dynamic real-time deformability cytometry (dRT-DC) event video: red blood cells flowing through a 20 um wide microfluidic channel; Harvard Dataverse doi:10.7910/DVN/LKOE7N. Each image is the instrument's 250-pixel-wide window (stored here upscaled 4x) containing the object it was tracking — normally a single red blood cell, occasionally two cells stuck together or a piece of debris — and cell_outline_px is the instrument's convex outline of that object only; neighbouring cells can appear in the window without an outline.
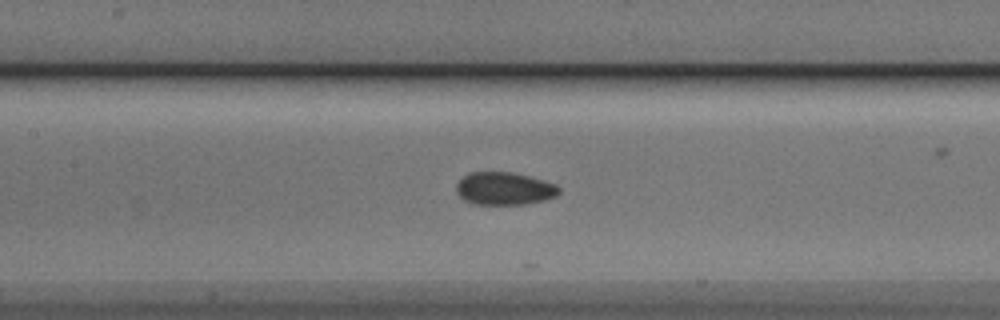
{"species": "Egyptian fruit bat (a non-hibernating species)", "species_latin": "Rousettus aegyptiacus", "temperature_condition": "cold", "stored_images_in_passage": 35, "camera_frame_rate_fps": 3000, "um_per_image_px": 0.085, "animal": {"sex": "male"}, "frame": {"image": 1, "passage_image": 9, "time_ms": 2.667, "image_size_px": [1000, 320], "cell_outline_px": [[560, 192], [556, 196], [544, 200], [528, 204], [472, 204], [464, 200], [456, 192], [456, 184], [468, 172], [512, 172], [544, 180], [556, 184], [560, 188]], "centroid_in_image_um": [42.87, 16.03], "position_along_channel_um": 164.5, "area_um2": 19.71}}
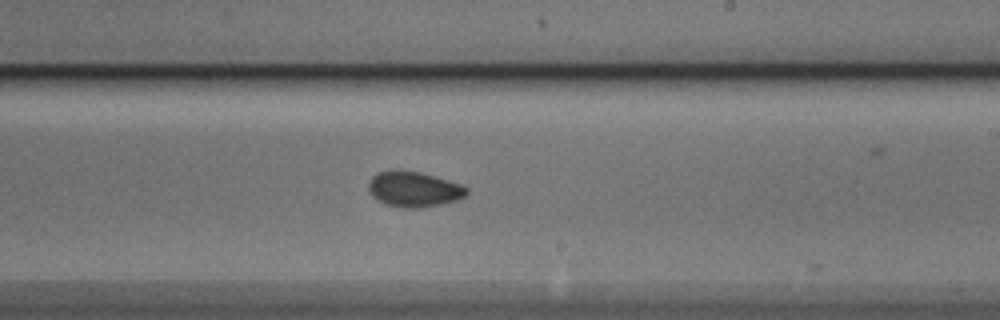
{"frame": {"image": 2, "passage_image": 16, "time_ms": 5.0, "image_size_px": [1000, 320], "cell_outline_px": [[468, 192], [460, 200], [420, 208], [404, 208], [388, 204], [376, 200], [368, 192], [368, 184], [372, 176], [380, 172], [392, 168], [400, 168], [420, 172], [460, 184], [468, 188]], "centroid_in_image_um": [35.15, 16.06], "position_along_channel_um": 253.9, "area_um2": 20.52}}
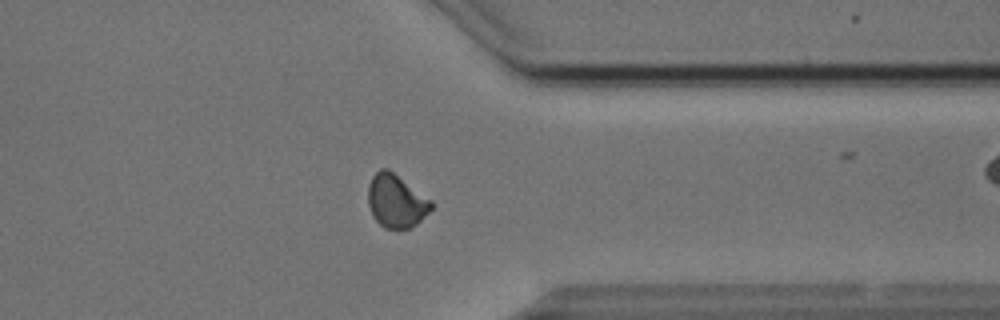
{"frame": {"image": 3, "passage_image": 26, "time_ms": 8.333, "image_size_px": [1000, 320], "cell_outline_px": [[432, 208], [416, 224], [408, 228], [384, 228], [372, 216], [368, 204], [368, 184], [372, 176], [380, 168], [384, 168], [392, 172], [432, 200]], "centroid_in_image_um": [33.64, 17.09], "position_along_channel_um": 377.8, "area_um2": 19.31}}